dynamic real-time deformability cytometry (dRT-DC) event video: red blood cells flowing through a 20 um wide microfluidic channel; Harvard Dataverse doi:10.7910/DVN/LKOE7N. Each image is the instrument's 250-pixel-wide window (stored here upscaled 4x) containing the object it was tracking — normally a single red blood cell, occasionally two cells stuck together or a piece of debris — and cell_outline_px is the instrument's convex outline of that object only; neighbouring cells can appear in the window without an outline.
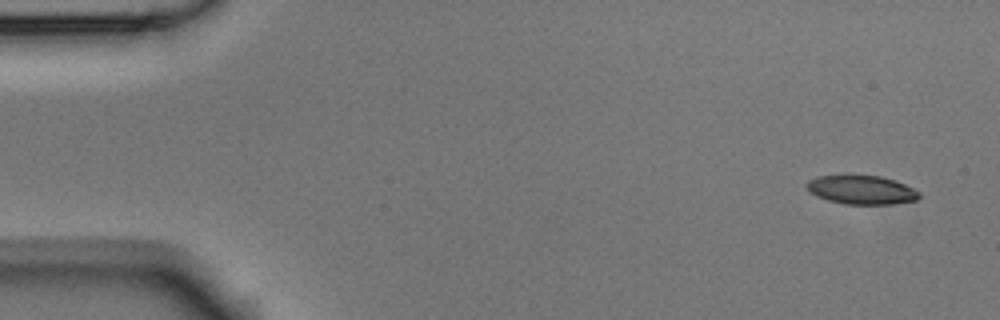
{"species": "Egyptian fruit bat (a non-hibernating species)", "species_latin": "Rousettus aegyptiacus", "temperature_condition": "room temperature", "stored_images_in_passage": 10, "camera_frame_rate_fps": 3000, "um_per_image_px": 0.085, "animal": {"sex": "male"}, "frame": {"image": 1, "passage_image": 1, "time_ms": 0.0, "image_size_px": [1000, 320], "cell_outline_px": [[920, 196], [916, 200], [892, 204], [844, 204], [828, 200], [812, 192], [804, 184], [808, 180], [816, 176], [848, 172], [880, 176], [904, 184], [920, 192]], "centroid_in_image_um": [73.18, 16.08], "position_along_channel_um": 11.8, "area_um2": 19.42}}
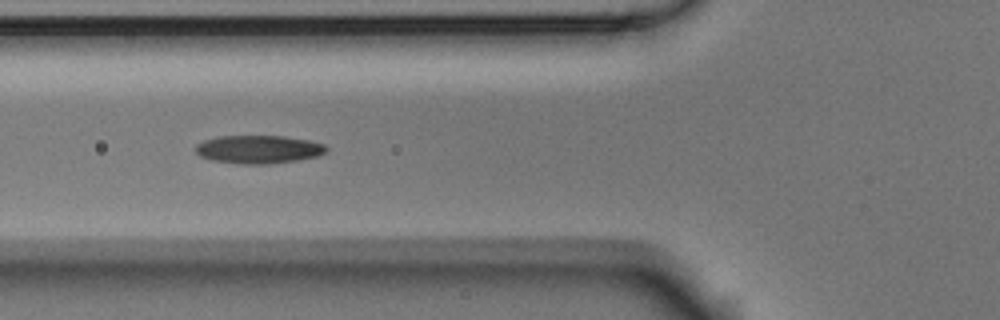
{"frame": {"image": 2, "passage_image": 6, "time_ms": 1.667, "image_size_px": [1000, 320], "cell_outline_px": [[328, 148], [320, 156], [296, 160], [268, 164], [240, 164], [212, 160], [200, 156], [196, 152], [196, 144], [204, 140], [216, 136], [284, 136], [308, 140], [324, 144]], "centroid_in_image_um": [21.97, 12.69], "position_along_channel_um": 103.8, "area_um2": 21.5}}
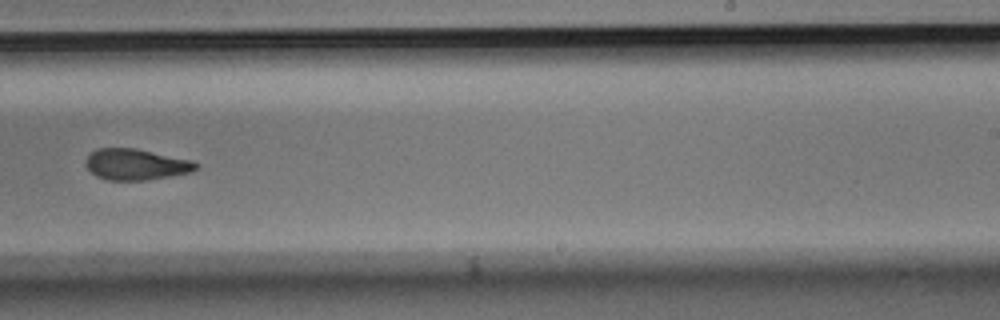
{"frame": {"image": 3, "passage_image": 10, "time_ms": 3.0, "image_size_px": [1000, 320], "cell_outline_px": [[200, 168], [192, 172], [148, 180], [108, 180], [96, 176], [84, 164], [84, 160], [96, 148], [136, 148], [192, 160], [200, 164]], "centroid_in_image_um": [11.59, 13.97], "position_along_channel_um": 277.4, "area_um2": 20.17}}